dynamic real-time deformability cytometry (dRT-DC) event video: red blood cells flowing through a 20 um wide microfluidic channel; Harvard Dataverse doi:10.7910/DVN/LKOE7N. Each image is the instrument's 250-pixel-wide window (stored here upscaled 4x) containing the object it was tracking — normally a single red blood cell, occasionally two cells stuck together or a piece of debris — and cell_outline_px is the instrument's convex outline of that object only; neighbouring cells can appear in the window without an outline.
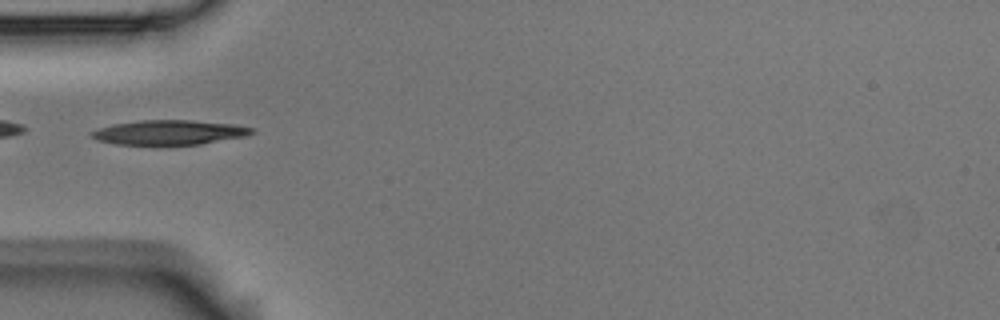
{"species": "Egyptian fruit bat (a non-hibernating species)", "species_latin": "Rousettus aegyptiacus", "temperature_condition": "room temperature", "stored_images_in_passage": 7, "camera_frame_rate_fps": 3000, "um_per_image_px": 0.085, "animal": {"sex": "male"}, "frame": {"image": 1, "passage_image": 5, "time_ms": 1.333, "image_size_px": [1000, 320], "cell_outline_px": [[256, 132], [244, 136], [200, 144], [116, 144], [96, 140], [88, 136], [88, 132], [112, 124], [140, 120], [192, 120], [232, 124], [256, 128]], "centroid_in_image_um": [14.35, 11.24], "position_along_channel_um": 70.7, "area_um2": 22.95}}
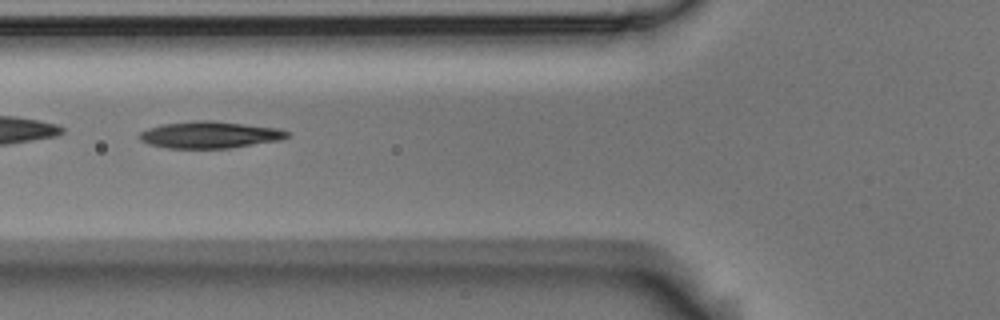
{"frame": {"image": 2, "passage_image": 6, "time_ms": 1.667, "image_size_px": [1000, 320], "cell_outline_px": [[288, 136], [280, 140], [228, 148], [168, 148], [148, 144], [140, 140], [140, 132], [148, 128], [160, 124], [192, 120], [212, 120], [280, 128], [288, 132]], "centroid_in_image_um": [17.8, 11.44], "position_along_channel_um": 108.0, "area_um2": 23.12}}
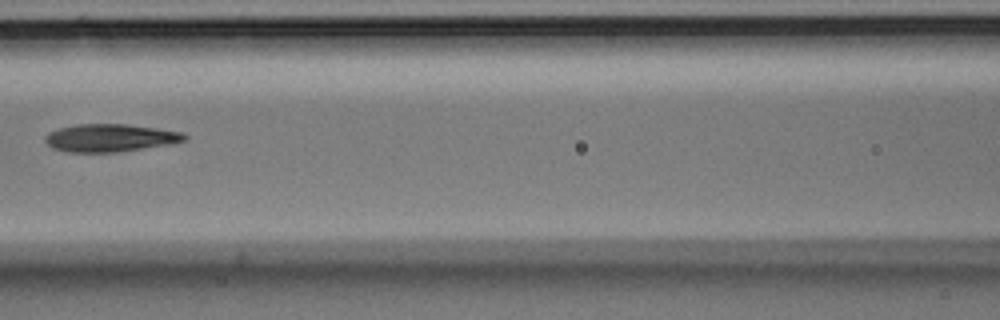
{"frame": {"image": 3, "passage_image": 7, "time_ms": 2.0, "image_size_px": [1000, 320], "cell_outline_px": [[188, 136], [184, 140], [168, 144], [116, 152], [68, 152], [52, 148], [44, 140], [44, 136], [48, 132], [60, 128], [76, 124], [128, 124], [184, 132]], "centroid_in_image_um": [9.33, 11.71], "position_along_channel_um": 157.3, "area_um2": 22.43}}